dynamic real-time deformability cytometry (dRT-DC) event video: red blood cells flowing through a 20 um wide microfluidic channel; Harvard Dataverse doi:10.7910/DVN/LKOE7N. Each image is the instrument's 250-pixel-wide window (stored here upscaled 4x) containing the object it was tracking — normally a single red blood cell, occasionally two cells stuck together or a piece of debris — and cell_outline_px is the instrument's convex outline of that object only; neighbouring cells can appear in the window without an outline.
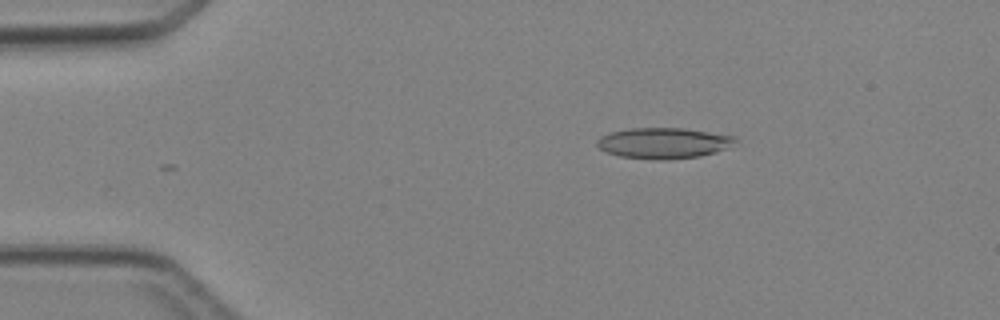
{"species": "Egyptian fruit bat (a non-hibernating species)", "species_latin": "Rousettus aegyptiacus", "temperature_condition": "cold", "stored_images_in_passage": 6, "camera_frame_rate_fps": 3000, "um_per_image_px": 0.085, "animal": {"sex": "female"}, "frame": {"image": 1, "passage_image": 3, "time_ms": 2.333, "image_size_px": [1000, 320], "cell_outline_px": [[736, 140], [728, 148], [716, 152], [700, 156], [668, 160], [660, 160], [620, 156], [608, 152], [600, 148], [596, 144], [596, 140], [600, 136], [612, 132], [628, 128], [684, 128], [736, 136]], "centroid_in_image_um": [56.41, 12.16], "position_along_channel_um": 28.6, "area_um2": 24.8}}
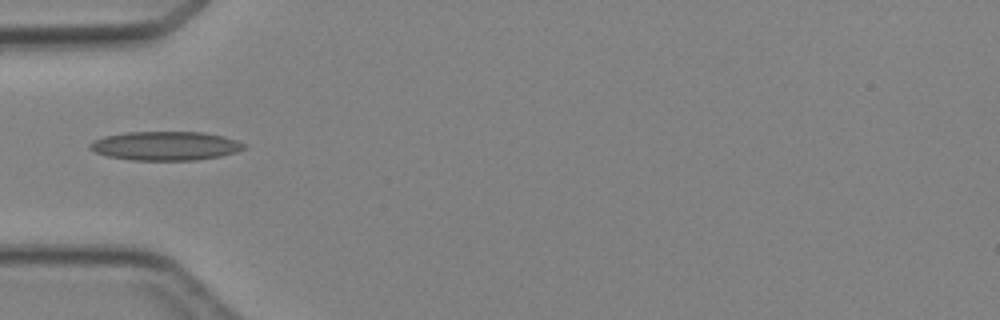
{"frame": {"image": 2, "passage_image": 5, "time_ms": 4.667, "image_size_px": [1000, 320], "cell_outline_px": [[248, 148], [236, 152], [220, 156], [196, 160], [132, 160], [108, 156], [96, 152], [88, 148], [88, 144], [92, 140], [104, 136], [128, 132], [204, 132], [224, 136], [248, 144]], "centroid_in_image_um": [14.09, 12.39], "position_along_channel_um": 70.9, "area_um2": 26.18}}
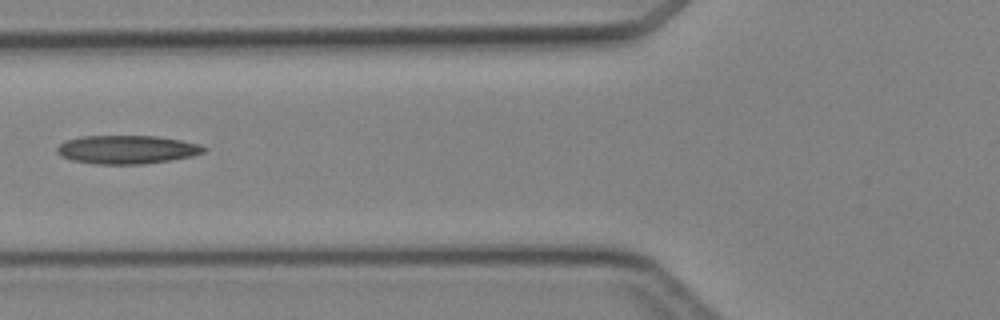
{"frame": {"image": 3, "passage_image": 6, "time_ms": 5.667, "image_size_px": [1000, 320], "cell_outline_px": [[208, 148], [204, 152], [192, 156], [144, 164], [96, 164], [76, 160], [64, 156], [56, 152], [56, 148], [64, 140], [80, 136], [156, 136], [180, 140], [200, 144]], "centroid_in_image_um": [10.8, 12.7], "position_along_channel_um": 115.0, "area_um2": 24.22}}